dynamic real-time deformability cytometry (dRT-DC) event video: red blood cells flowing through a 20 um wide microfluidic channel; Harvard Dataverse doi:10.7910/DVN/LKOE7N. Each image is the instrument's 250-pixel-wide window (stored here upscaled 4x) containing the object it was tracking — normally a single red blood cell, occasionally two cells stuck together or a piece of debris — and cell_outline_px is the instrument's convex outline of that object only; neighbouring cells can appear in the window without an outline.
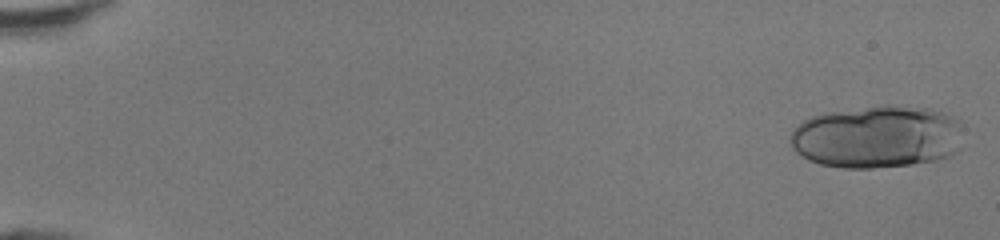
{"species": "human", "species_latin": "Homo sapiens", "temperature_condition": "room temperature", "stored_images_in_passage": 47, "segment_of_instrument_passage": [1, 2], "camera_frame_rate_fps": 3000, "um_per_image_px": 0.085, "donor": {"sex": "female"}, "frame": {"image": 1, "passage_image": 1, "time_ms": 0.0, "image_size_px": [1000, 240], "cell_outline_px": [[960, 148], [956, 152], [948, 156], [936, 160], [912, 164], [872, 168], [840, 168], [820, 164], [808, 160], [796, 152], [792, 148], [788, 140], [792, 132], [804, 120], [812, 116], [824, 112], [884, 104], [900, 104], [932, 108], [944, 112], [960, 120]], "centroid_in_image_um": [74.56, 11.61], "position_along_channel_um": 10.4, "area_um2": 64.04}}
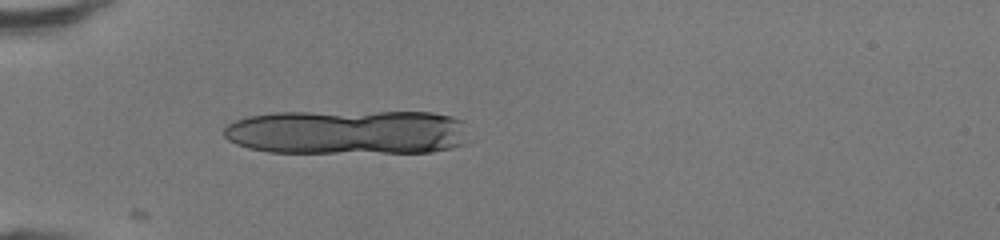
{"frame": {"image": 2, "passage_image": 15, "time_ms": 4.667, "image_size_px": [1000, 240], "cell_outline_px": [[468, 144], [452, 148], [432, 152], [268, 152], [248, 148], [236, 144], [228, 140], [224, 136], [224, 128], [228, 124], [236, 120], [248, 116], [272, 112], [432, 112], [452, 116], [464, 120], [468, 140]], "centroid_in_image_um": [29.59, 11.22], "position_along_channel_um": 55.4, "area_um2": 64.56}}